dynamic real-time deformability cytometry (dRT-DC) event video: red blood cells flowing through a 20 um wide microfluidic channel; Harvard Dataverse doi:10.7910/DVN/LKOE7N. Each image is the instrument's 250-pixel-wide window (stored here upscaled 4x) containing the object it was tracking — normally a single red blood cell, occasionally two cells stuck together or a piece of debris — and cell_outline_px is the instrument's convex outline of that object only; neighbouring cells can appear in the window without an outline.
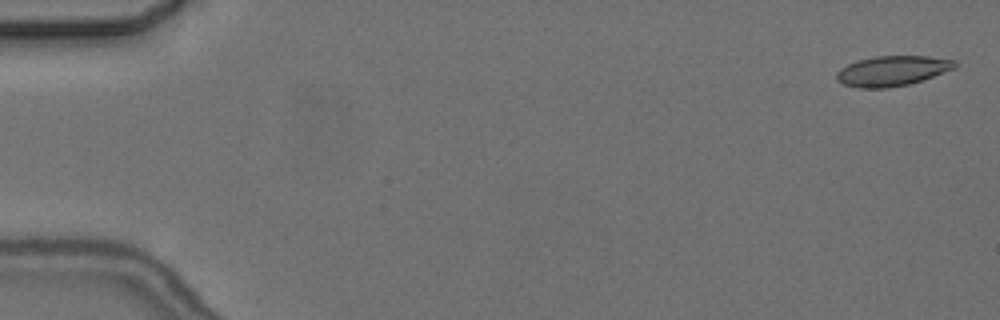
{"species": "common noctule bat (a hibernating species)", "species_latin": "Nyctalus noctula", "temperature_condition": "cold", "stored_images_in_passage": 6, "camera_frame_rate_fps": 3000, "um_per_image_px": 0.085, "animal": {"sex": "female", "body_mass_g": 24.6, "forearm_length_mm": 56.2}, "frame": {"image": 1, "passage_image": 1, "time_ms": 0.0, "image_size_px": [1000, 320], "cell_outline_px": [[956, 68], [908, 84], [888, 88], [860, 88], [844, 84], [836, 80], [836, 72], [840, 68], [856, 60], [876, 56], [928, 56], [956, 60]], "centroid_in_image_um": [75.81, 6.02], "position_along_channel_um": 9.2, "area_um2": 20.69}}